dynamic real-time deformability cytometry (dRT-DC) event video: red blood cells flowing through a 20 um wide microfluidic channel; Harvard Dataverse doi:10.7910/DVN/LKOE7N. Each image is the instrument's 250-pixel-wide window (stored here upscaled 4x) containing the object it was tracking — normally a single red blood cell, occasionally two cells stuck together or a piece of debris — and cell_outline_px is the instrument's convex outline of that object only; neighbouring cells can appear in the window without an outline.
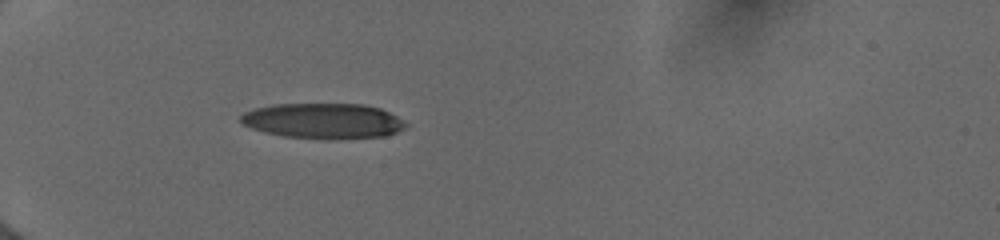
{"species": "human", "species_latin": "Homo sapiens", "temperature_condition": "cold", "stored_images_in_passage": 15, "camera_frame_rate_fps": 3000, "um_per_image_px": 0.085, "donor": {"sex": "female"}, "frame": {"image": 1, "passage_image": 1, "time_ms": 0.0, "image_size_px": [1000, 240], "cell_outline_px": [[408, 124], [404, 128], [396, 132], [384, 136], [284, 136], [264, 132], [252, 128], [244, 124], [240, 120], [240, 116], [244, 112], [256, 108], [272, 104], [364, 104], [380, 108], [396, 116]], "centroid_in_image_um": [27.44, 10.22], "position_along_channel_um": 57.6, "area_um2": 32.66}}
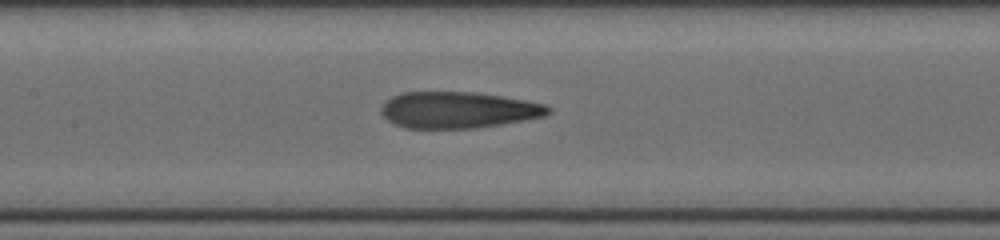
{"frame": {"image": 2, "passage_image": 7, "time_ms": 3.333, "image_size_px": [1000, 240], "cell_outline_px": [[552, 112], [544, 116], [524, 120], [476, 128], [404, 128], [392, 124], [380, 112], [380, 104], [392, 96], [404, 92], [476, 92], [524, 100], [544, 104], [552, 108]], "centroid_in_image_um": [38.9, 9.35], "position_along_channel_um": 168.5, "area_um2": 35.55}}
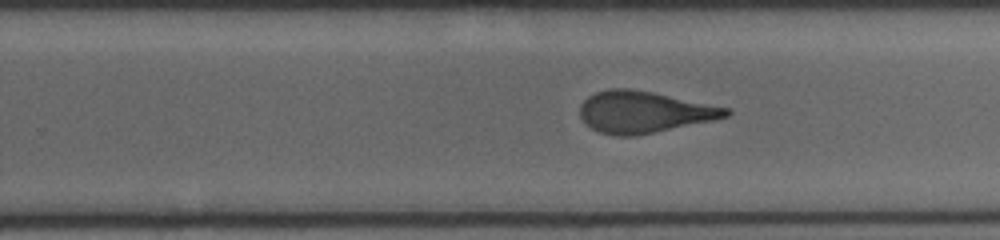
{"frame": {"image": 3, "passage_image": 13, "time_ms": 6.0, "image_size_px": [1000, 240], "cell_outline_px": [[732, 112], [728, 116], [712, 120], [636, 136], [616, 136], [600, 132], [592, 128], [580, 116], [580, 104], [588, 96], [596, 92], [612, 88], [628, 88], [652, 92], [732, 108]], "centroid_in_image_um": [54.75, 9.51], "position_along_channel_um": 275.0, "area_um2": 35.26}}